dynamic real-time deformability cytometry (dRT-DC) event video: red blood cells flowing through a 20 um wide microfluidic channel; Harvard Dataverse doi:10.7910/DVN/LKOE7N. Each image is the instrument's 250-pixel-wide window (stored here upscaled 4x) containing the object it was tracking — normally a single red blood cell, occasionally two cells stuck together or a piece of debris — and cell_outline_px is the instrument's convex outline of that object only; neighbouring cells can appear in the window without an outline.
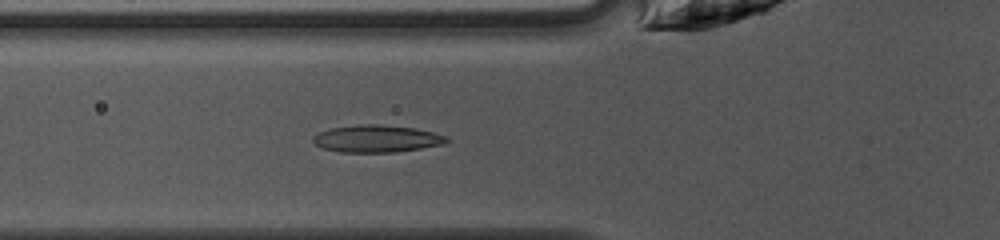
{"species": "common noctule bat (a hibernating species)", "species_latin": "Nyctalus noctula", "temperature_condition": "warm", "stored_images_in_passage": 35, "camera_frame_rate_fps": 3000, "um_per_image_px": 0.085, "animal": {"sex": "female", "body_mass_g": 10.0, "forearm_length_mm": 53.1}, "frame": {"image": 1, "passage_image": 5, "time_ms": 1.333, "image_size_px": [1000, 240], "cell_outline_px": [[448, 140], [444, 144], [396, 152], [340, 152], [324, 148], [316, 144], [312, 140], [312, 136], [320, 132], [332, 128], [360, 124], [376, 124], [412, 128], [432, 132], [448, 136]], "centroid_in_image_um": [32.01, 11.79], "position_along_channel_um": 93.8, "area_um2": 20.92}}
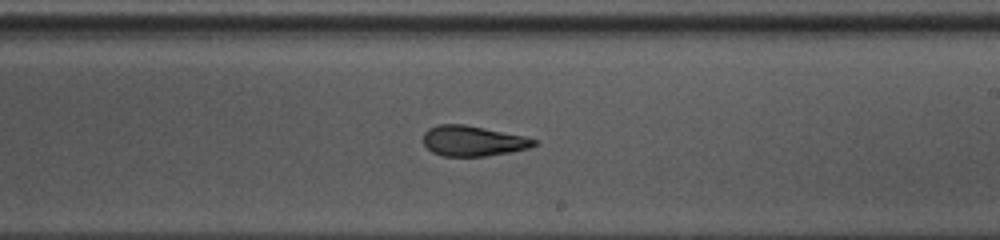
{"frame": {"image": 2, "passage_image": 16, "time_ms": 5.0, "image_size_px": [1000, 240], "cell_outline_px": [[536, 144], [528, 148], [512, 152], [484, 156], [444, 156], [432, 152], [424, 144], [424, 132], [428, 128], [440, 124], [464, 124], [524, 136], [536, 140]], "centroid_in_image_um": [40.18, 11.98], "position_along_channel_um": 248.8, "area_um2": 19.42}}
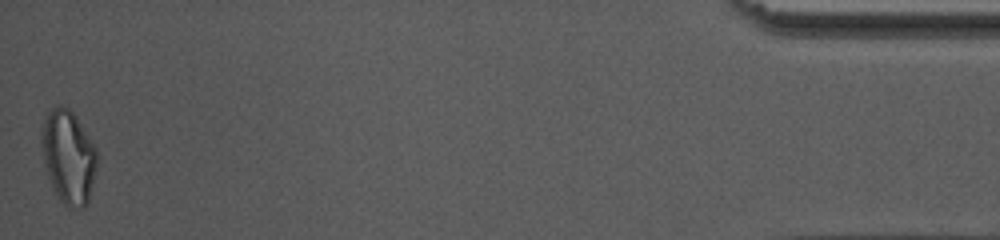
{"frame": {"image": 3, "passage_image": 35, "time_ms": 11.333, "image_size_px": [1000, 240], "cell_outline_px": [[96, 168], [88, 204], [84, 208], [68, 208], [60, 200], [52, 188], [48, 176], [44, 160], [40, 140], [44, 120], [48, 112], [52, 108], [60, 104], [68, 108], [76, 116], [96, 148]], "centroid_in_image_um": [5.81, 13.35], "position_along_channel_um": 429.4, "area_um2": 30.11}, "authors_computed_cell_mechanics": {"area_um2": 20.4612, "velocity_mm_per_s": 4.2062, "shape_relaxation_time_tau1_ms": 4.0818, "shape_relaxation_time_tau2_ms": 3.8733, "deformation_change_tau1": 0.1855, "deformation_change_tau2": 0.0701}}